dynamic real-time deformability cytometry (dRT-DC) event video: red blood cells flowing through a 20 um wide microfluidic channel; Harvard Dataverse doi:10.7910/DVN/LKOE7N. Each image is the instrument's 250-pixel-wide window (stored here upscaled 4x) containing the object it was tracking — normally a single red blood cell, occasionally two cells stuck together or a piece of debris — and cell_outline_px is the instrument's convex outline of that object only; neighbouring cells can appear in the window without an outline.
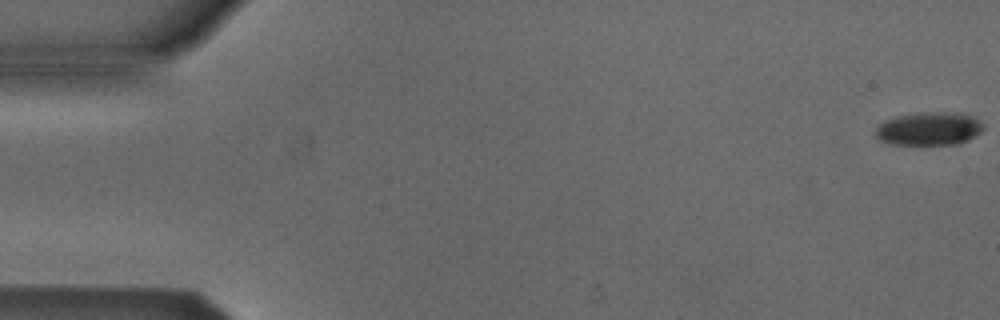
{"species": "Egyptian fruit bat (a non-hibernating species)", "species_latin": "Rousettus aegyptiacus", "temperature_condition": "cold", "stored_images_in_passage": 4, "camera_frame_rate_fps": 3000, "um_per_image_px": 0.085, "animal": {"sex": "male"}, "frame": {"image": 1, "passage_image": 1, "time_ms": 0.0, "image_size_px": [1000, 320], "cell_outline_px": [[984, 128], [980, 132], [968, 140], [956, 144], [892, 144], [880, 140], [876, 136], [876, 128], [884, 120], [896, 116], [928, 112], [960, 112], [972, 116], [980, 120], [984, 124]], "centroid_in_image_um": [79.0, 10.93], "position_along_channel_um": 6.0, "area_um2": 20.87}}